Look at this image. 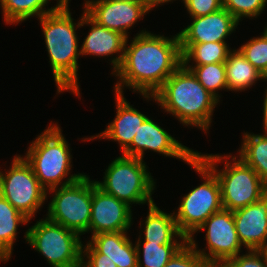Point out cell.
Listing matches in <instances>:
<instances>
[{"label": "cell", "mask_w": 267, "mask_h": 267, "mask_svg": "<svg viewBox=\"0 0 267 267\" xmlns=\"http://www.w3.org/2000/svg\"><path fill=\"white\" fill-rule=\"evenodd\" d=\"M30 222L23 213L0 195V261L11 258L13 244L16 241L17 229L20 224Z\"/></svg>", "instance_id": "obj_22"}, {"label": "cell", "mask_w": 267, "mask_h": 267, "mask_svg": "<svg viewBox=\"0 0 267 267\" xmlns=\"http://www.w3.org/2000/svg\"><path fill=\"white\" fill-rule=\"evenodd\" d=\"M190 25L178 33L180 44L226 42L239 22L225 9L199 17H191Z\"/></svg>", "instance_id": "obj_15"}, {"label": "cell", "mask_w": 267, "mask_h": 267, "mask_svg": "<svg viewBox=\"0 0 267 267\" xmlns=\"http://www.w3.org/2000/svg\"><path fill=\"white\" fill-rule=\"evenodd\" d=\"M196 155L215 173L220 184L223 209L234 211L246 207L267 194V184L252 167L237 159L238 155L233 158L232 154L221 156L196 152ZM223 161H226L224 168L218 170L217 164Z\"/></svg>", "instance_id": "obj_5"}, {"label": "cell", "mask_w": 267, "mask_h": 267, "mask_svg": "<svg viewBox=\"0 0 267 267\" xmlns=\"http://www.w3.org/2000/svg\"><path fill=\"white\" fill-rule=\"evenodd\" d=\"M243 144L239 149V158L252 167L267 184V133H243Z\"/></svg>", "instance_id": "obj_24"}, {"label": "cell", "mask_w": 267, "mask_h": 267, "mask_svg": "<svg viewBox=\"0 0 267 267\" xmlns=\"http://www.w3.org/2000/svg\"><path fill=\"white\" fill-rule=\"evenodd\" d=\"M267 0H222L225 8L238 22L242 18L253 19L266 8Z\"/></svg>", "instance_id": "obj_29"}, {"label": "cell", "mask_w": 267, "mask_h": 267, "mask_svg": "<svg viewBox=\"0 0 267 267\" xmlns=\"http://www.w3.org/2000/svg\"><path fill=\"white\" fill-rule=\"evenodd\" d=\"M46 218L79 235L88 233L92 205V181L88 175L68 185L53 188Z\"/></svg>", "instance_id": "obj_9"}, {"label": "cell", "mask_w": 267, "mask_h": 267, "mask_svg": "<svg viewBox=\"0 0 267 267\" xmlns=\"http://www.w3.org/2000/svg\"><path fill=\"white\" fill-rule=\"evenodd\" d=\"M143 97L147 100L152 98L183 125L199 127L204 133L209 130L214 108L219 103L183 64L153 96Z\"/></svg>", "instance_id": "obj_3"}, {"label": "cell", "mask_w": 267, "mask_h": 267, "mask_svg": "<svg viewBox=\"0 0 267 267\" xmlns=\"http://www.w3.org/2000/svg\"><path fill=\"white\" fill-rule=\"evenodd\" d=\"M206 230L205 249H198L196 241L190 237L188 241L211 267H221L227 260L240 254L242 244L239 241L233 212L222 209L212 214L197 231Z\"/></svg>", "instance_id": "obj_11"}, {"label": "cell", "mask_w": 267, "mask_h": 267, "mask_svg": "<svg viewBox=\"0 0 267 267\" xmlns=\"http://www.w3.org/2000/svg\"><path fill=\"white\" fill-rule=\"evenodd\" d=\"M83 11V15H81V26L90 25L91 30L85 37L81 48H79L81 50V56L89 54L96 57H105L117 54V56L113 57L110 61L113 64V74L122 62L127 38L117 31L98 25L86 14L85 10Z\"/></svg>", "instance_id": "obj_17"}, {"label": "cell", "mask_w": 267, "mask_h": 267, "mask_svg": "<svg viewBox=\"0 0 267 267\" xmlns=\"http://www.w3.org/2000/svg\"><path fill=\"white\" fill-rule=\"evenodd\" d=\"M24 237L50 266L81 267L83 243L78 233L45 217L26 230Z\"/></svg>", "instance_id": "obj_8"}, {"label": "cell", "mask_w": 267, "mask_h": 267, "mask_svg": "<svg viewBox=\"0 0 267 267\" xmlns=\"http://www.w3.org/2000/svg\"><path fill=\"white\" fill-rule=\"evenodd\" d=\"M141 233L136 245L138 267H164L185 243H141ZM143 244V245H142ZM142 245V247H141ZM142 249V253H141ZM141 254L142 258L141 259ZM143 260V262H142Z\"/></svg>", "instance_id": "obj_26"}, {"label": "cell", "mask_w": 267, "mask_h": 267, "mask_svg": "<svg viewBox=\"0 0 267 267\" xmlns=\"http://www.w3.org/2000/svg\"><path fill=\"white\" fill-rule=\"evenodd\" d=\"M173 0H138L148 11L153 10L155 6L163 5V3L172 2Z\"/></svg>", "instance_id": "obj_34"}, {"label": "cell", "mask_w": 267, "mask_h": 267, "mask_svg": "<svg viewBox=\"0 0 267 267\" xmlns=\"http://www.w3.org/2000/svg\"><path fill=\"white\" fill-rule=\"evenodd\" d=\"M182 64L184 66H201L212 63H224L231 51L226 42L201 44H180ZM195 65H190L192 61Z\"/></svg>", "instance_id": "obj_23"}, {"label": "cell", "mask_w": 267, "mask_h": 267, "mask_svg": "<svg viewBox=\"0 0 267 267\" xmlns=\"http://www.w3.org/2000/svg\"><path fill=\"white\" fill-rule=\"evenodd\" d=\"M86 257V258H85ZM87 261H85V259ZM81 267H117L116 264L105 258L104 254L98 253L88 242L82 245Z\"/></svg>", "instance_id": "obj_33"}, {"label": "cell", "mask_w": 267, "mask_h": 267, "mask_svg": "<svg viewBox=\"0 0 267 267\" xmlns=\"http://www.w3.org/2000/svg\"><path fill=\"white\" fill-rule=\"evenodd\" d=\"M131 207L105 193L92 181V205L89 232L92 236L103 232L127 231L132 225Z\"/></svg>", "instance_id": "obj_14"}, {"label": "cell", "mask_w": 267, "mask_h": 267, "mask_svg": "<svg viewBox=\"0 0 267 267\" xmlns=\"http://www.w3.org/2000/svg\"><path fill=\"white\" fill-rule=\"evenodd\" d=\"M86 14L98 25L117 31L128 39V29L149 11L138 0H85Z\"/></svg>", "instance_id": "obj_13"}, {"label": "cell", "mask_w": 267, "mask_h": 267, "mask_svg": "<svg viewBox=\"0 0 267 267\" xmlns=\"http://www.w3.org/2000/svg\"><path fill=\"white\" fill-rule=\"evenodd\" d=\"M196 76L199 83L219 102L218 90H227L225 63H212L201 66H185Z\"/></svg>", "instance_id": "obj_27"}, {"label": "cell", "mask_w": 267, "mask_h": 267, "mask_svg": "<svg viewBox=\"0 0 267 267\" xmlns=\"http://www.w3.org/2000/svg\"><path fill=\"white\" fill-rule=\"evenodd\" d=\"M127 40L122 62L113 73L119 79L114 92L123 94L125 86L142 96H153L182 65L178 33L168 38L142 30L131 44Z\"/></svg>", "instance_id": "obj_1"}, {"label": "cell", "mask_w": 267, "mask_h": 267, "mask_svg": "<svg viewBox=\"0 0 267 267\" xmlns=\"http://www.w3.org/2000/svg\"><path fill=\"white\" fill-rule=\"evenodd\" d=\"M232 212L242 246L247 250H262L267 245V194Z\"/></svg>", "instance_id": "obj_16"}, {"label": "cell", "mask_w": 267, "mask_h": 267, "mask_svg": "<svg viewBox=\"0 0 267 267\" xmlns=\"http://www.w3.org/2000/svg\"><path fill=\"white\" fill-rule=\"evenodd\" d=\"M227 260L221 267H267V258L262 250H248Z\"/></svg>", "instance_id": "obj_31"}, {"label": "cell", "mask_w": 267, "mask_h": 267, "mask_svg": "<svg viewBox=\"0 0 267 267\" xmlns=\"http://www.w3.org/2000/svg\"><path fill=\"white\" fill-rule=\"evenodd\" d=\"M164 267H211L187 241Z\"/></svg>", "instance_id": "obj_30"}, {"label": "cell", "mask_w": 267, "mask_h": 267, "mask_svg": "<svg viewBox=\"0 0 267 267\" xmlns=\"http://www.w3.org/2000/svg\"><path fill=\"white\" fill-rule=\"evenodd\" d=\"M262 80H267V68H266V70L262 73Z\"/></svg>", "instance_id": "obj_36"}, {"label": "cell", "mask_w": 267, "mask_h": 267, "mask_svg": "<svg viewBox=\"0 0 267 267\" xmlns=\"http://www.w3.org/2000/svg\"><path fill=\"white\" fill-rule=\"evenodd\" d=\"M21 156H14L5 173L0 170V195L31 220L47 199V191Z\"/></svg>", "instance_id": "obj_10"}, {"label": "cell", "mask_w": 267, "mask_h": 267, "mask_svg": "<svg viewBox=\"0 0 267 267\" xmlns=\"http://www.w3.org/2000/svg\"><path fill=\"white\" fill-rule=\"evenodd\" d=\"M64 0H57V4L48 10L45 8L49 0H0L2 16L6 24H18L28 18H40L54 11Z\"/></svg>", "instance_id": "obj_25"}, {"label": "cell", "mask_w": 267, "mask_h": 267, "mask_svg": "<svg viewBox=\"0 0 267 267\" xmlns=\"http://www.w3.org/2000/svg\"><path fill=\"white\" fill-rule=\"evenodd\" d=\"M127 231L103 232L91 236L88 243L117 267H138L136 245L127 236Z\"/></svg>", "instance_id": "obj_19"}, {"label": "cell", "mask_w": 267, "mask_h": 267, "mask_svg": "<svg viewBox=\"0 0 267 267\" xmlns=\"http://www.w3.org/2000/svg\"><path fill=\"white\" fill-rule=\"evenodd\" d=\"M149 212L143 226L144 233L143 242L151 243H186L188 239L179 231V228L174 217V212L171 214L165 213L153 203L148 206ZM178 238L181 241H179ZM178 240V241H177Z\"/></svg>", "instance_id": "obj_20"}, {"label": "cell", "mask_w": 267, "mask_h": 267, "mask_svg": "<svg viewBox=\"0 0 267 267\" xmlns=\"http://www.w3.org/2000/svg\"><path fill=\"white\" fill-rule=\"evenodd\" d=\"M203 178V183L192 189L181 200L174 213L179 231L187 238L214 213L223 209L221 189L215 173L196 155L189 163Z\"/></svg>", "instance_id": "obj_6"}, {"label": "cell", "mask_w": 267, "mask_h": 267, "mask_svg": "<svg viewBox=\"0 0 267 267\" xmlns=\"http://www.w3.org/2000/svg\"><path fill=\"white\" fill-rule=\"evenodd\" d=\"M116 118L108 124L102 133L91 138H83L82 141H90L97 138H104L117 141L123 153L132 143L139 126L147 116L130 105L123 94L115 92Z\"/></svg>", "instance_id": "obj_18"}, {"label": "cell", "mask_w": 267, "mask_h": 267, "mask_svg": "<svg viewBox=\"0 0 267 267\" xmlns=\"http://www.w3.org/2000/svg\"><path fill=\"white\" fill-rule=\"evenodd\" d=\"M263 253L265 254L266 258H267V245L262 249Z\"/></svg>", "instance_id": "obj_37"}, {"label": "cell", "mask_w": 267, "mask_h": 267, "mask_svg": "<svg viewBox=\"0 0 267 267\" xmlns=\"http://www.w3.org/2000/svg\"><path fill=\"white\" fill-rule=\"evenodd\" d=\"M71 16L69 0H64L54 11L43 15L39 20L57 92L71 91L79 98L77 72L81 50L78 49L76 29L82 27V17L78 23H74Z\"/></svg>", "instance_id": "obj_2"}, {"label": "cell", "mask_w": 267, "mask_h": 267, "mask_svg": "<svg viewBox=\"0 0 267 267\" xmlns=\"http://www.w3.org/2000/svg\"><path fill=\"white\" fill-rule=\"evenodd\" d=\"M238 49L249 63L262 74L267 68V26L260 37L251 38Z\"/></svg>", "instance_id": "obj_28"}, {"label": "cell", "mask_w": 267, "mask_h": 267, "mask_svg": "<svg viewBox=\"0 0 267 267\" xmlns=\"http://www.w3.org/2000/svg\"><path fill=\"white\" fill-rule=\"evenodd\" d=\"M144 160L119 156L105 170L103 181H95L105 193L110 194L132 207V204L154 203L151 197L155 181L147 170Z\"/></svg>", "instance_id": "obj_7"}, {"label": "cell", "mask_w": 267, "mask_h": 267, "mask_svg": "<svg viewBox=\"0 0 267 267\" xmlns=\"http://www.w3.org/2000/svg\"><path fill=\"white\" fill-rule=\"evenodd\" d=\"M146 150L163 154L166 157L181 159L187 164L196 156L197 152L178 142V140L148 117L139 126V130L136 132L131 145L122 155L143 160L144 151Z\"/></svg>", "instance_id": "obj_12"}, {"label": "cell", "mask_w": 267, "mask_h": 267, "mask_svg": "<svg viewBox=\"0 0 267 267\" xmlns=\"http://www.w3.org/2000/svg\"><path fill=\"white\" fill-rule=\"evenodd\" d=\"M191 17L214 13L223 8L222 0H182Z\"/></svg>", "instance_id": "obj_32"}, {"label": "cell", "mask_w": 267, "mask_h": 267, "mask_svg": "<svg viewBox=\"0 0 267 267\" xmlns=\"http://www.w3.org/2000/svg\"><path fill=\"white\" fill-rule=\"evenodd\" d=\"M263 128L264 133H267V89L265 90V98L263 102Z\"/></svg>", "instance_id": "obj_35"}, {"label": "cell", "mask_w": 267, "mask_h": 267, "mask_svg": "<svg viewBox=\"0 0 267 267\" xmlns=\"http://www.w3.org/2000/svg\"><path fill=\"white\" fill-rule=\"evenodd\" d=\"M225 63L227 91H242L252 87L262 74L254 68L238 49H232Z\"/></svg>", "instance_id": "obj_21"}, {"label": "cell", "mask_w": 267, "mask_h": 267, "mask_svg": "<svg viewBox=\"0 0 267 267\" xmlns=\"http://www.w3.org/2000/svg\"><path fill=\"white\" fill-rule=\"evenodd\" d=\"M69 146L58 123L51 122L50 126L30 143L23 157L47 192L59 185L73 183L85 175L70 174L72 155Z\"/></svg>", "instance_id": "obj_4"}]
</instances>
